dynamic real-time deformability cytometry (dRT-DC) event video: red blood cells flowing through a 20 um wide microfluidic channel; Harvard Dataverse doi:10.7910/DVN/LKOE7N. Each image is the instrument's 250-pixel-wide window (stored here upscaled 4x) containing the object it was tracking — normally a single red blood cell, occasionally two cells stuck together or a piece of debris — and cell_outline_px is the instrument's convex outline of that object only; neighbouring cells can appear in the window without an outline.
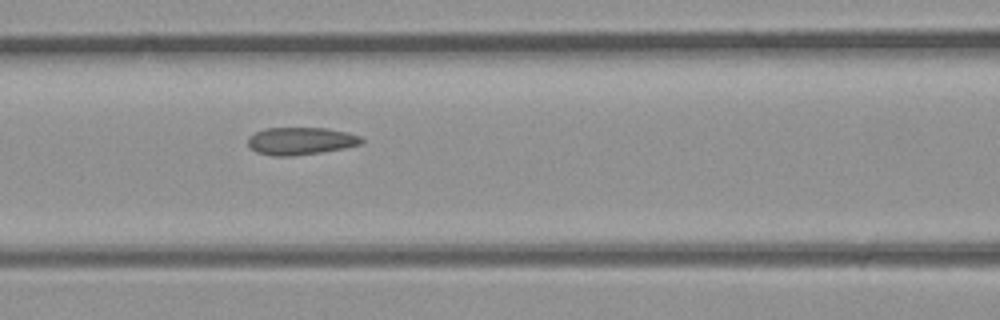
{"species": "common noctule bat (a hibernating species)", "species_latin": "Nyctalus noctula", "temperature_condition": "room temperature", "stored_images_in_passage": 7, "segment_of_instrument_passage": [1, 2], "camera_frame_rate_fps": 3000, "um_per_image_px": 0.085, "animal": {"sex": "male", "body_mass_g": 23.1, "forearm_length_mm": 52.7}, "frame": {"image": 1, "passage_image": 6, "time_ms": 1.667, "image_size_px": [1000, 320], "cell_outline_px": [[364, 140], [360, 144], [344, 148], [320, 152], [292, 156], [272, 156], [256, 152], [248, 144], [248, 140], [256, 132], [264, 128], [328, 128], [348, 132], [360, 136]], "centroid_in_image_um": [25.58, 11.98], "position_along_channel_um": 141.0, "area_um2": 18.09}}